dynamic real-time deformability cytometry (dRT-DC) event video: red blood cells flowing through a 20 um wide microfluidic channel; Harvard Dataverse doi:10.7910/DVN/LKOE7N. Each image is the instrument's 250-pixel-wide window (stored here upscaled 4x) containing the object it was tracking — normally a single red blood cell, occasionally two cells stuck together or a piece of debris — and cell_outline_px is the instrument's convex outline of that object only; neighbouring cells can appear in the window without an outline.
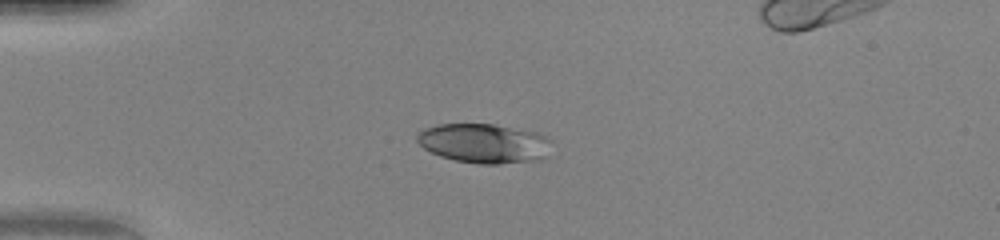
{"species": "human", "species_latin": "Homo sapiens", "temperature_condition": "warm", "stored_images_in_passage": 51, "camera_frame_rate_fps": 3000, "um_per_image_px": 0.085, "donor": {"sex": "female"}, "frame": {"image": 1, "passage_image": 13, "time_ms": 4.0, "image_size_px": [1000, 240], "cell_outline_px": [[552, 140], [548, 156], [540, 160], [500, 164], [480, 164], [456, 160], [440, 156], [424, 148], [416, 140], [416, 132], [424, 128], [440, 124], [492, 124], [536, 132]], "centroid_in_image_um": [41.16, 12.19], "position_along_channel_um": 43.8, "area_um2": 31.1}}
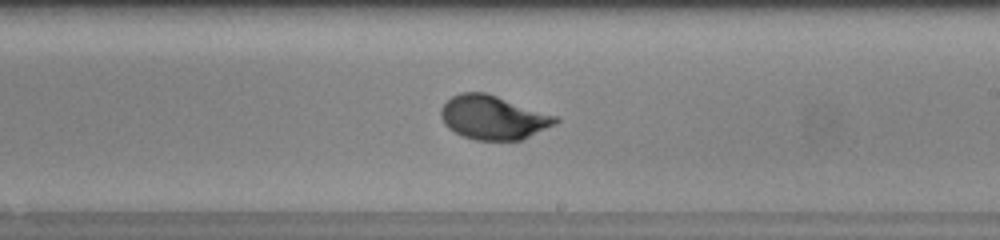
{"frame": {"image": 2, "passage_image": 30, "time_ms": 9.667, "image_size_px": [1000, 240], "cell_outline_px": [[560, 120], [556, 124], [520, 140], [476, 140], [464, 136], [448, 128], [444, 124], [440, 116], [440, 108], [452, 96], [460, 92], [484, 92], [556, 116]], "centroid_in_image_um": [41.89, 9.99], "position_along_channel_um": 247.1, "area_um2": 28.96}}
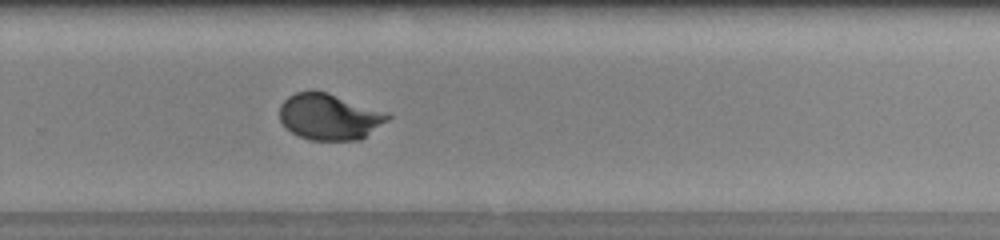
{"frame": {"image": 3, "passage_image": 34, "time_ms": 11.0, "image_size_px": [1000, 240], "cell_outline_px": [[392, 116], [388, 120], [360, 140], [312, 140], [300, 136], [292, 132], [280, 120], [280, 104], [288, 96], [296, 92], [328, 92], [388, 112]], "centroid_in_image_um": [28.02, 9.92], "position_along_channel_um": 301.8, "area_um2": 28.9}, "authors_computed_cell_mechanics": {"area_um2": 29.3046, "velocity_mm_per_s": 4.1281, "shape_relaxation_time_tau1_ms": 3.1557, "shape_relaxation_time_tau2_ms": null, "deformation_change_tau1": 0.1957, "deformation_change_tau2": null}}